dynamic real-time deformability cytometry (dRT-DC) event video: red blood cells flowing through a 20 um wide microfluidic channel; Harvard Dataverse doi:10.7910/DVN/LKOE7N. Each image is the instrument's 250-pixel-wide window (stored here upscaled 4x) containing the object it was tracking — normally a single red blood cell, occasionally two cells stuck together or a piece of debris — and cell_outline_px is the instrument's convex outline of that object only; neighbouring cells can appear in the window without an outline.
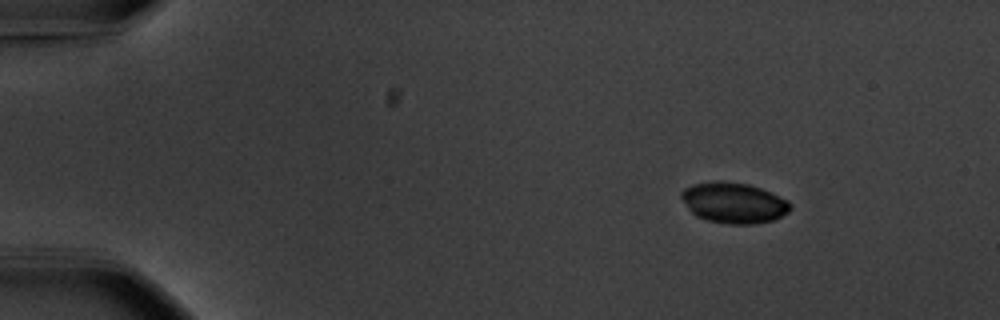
{"species": "common noctule bat (a hibernating species)", "species_latin": "Nyctalus noctula", "temperature_condition": "warm", "stored_images_in_passage": 49, "camera_frame_rate_fps": 3000, "um_per_image_px": 0.085, "animal": {"sex": "male", "body_mass_g": 20.1, "forearm_length_mm": 53.5}, "frame": {"image": 1, "passage_image": 1, "time_ms": 0.0, "image_size_px": [1000, 320], "cell_outline_px": [[792, 208], [788, 212], [772, 220], [752, 224], [732, 224], [708, 220], [696, 216], [688, 208], [680, 196], [680, 192], [684, 188], [692, 184], [712, 180], [724, 180], [748, 184], [760, 188], [788, 200], [792, 204]], "centroid_in_image_um": [62.35, 17.21], "position_along_channel_um": 22.7, "area_um2": 25.89}}
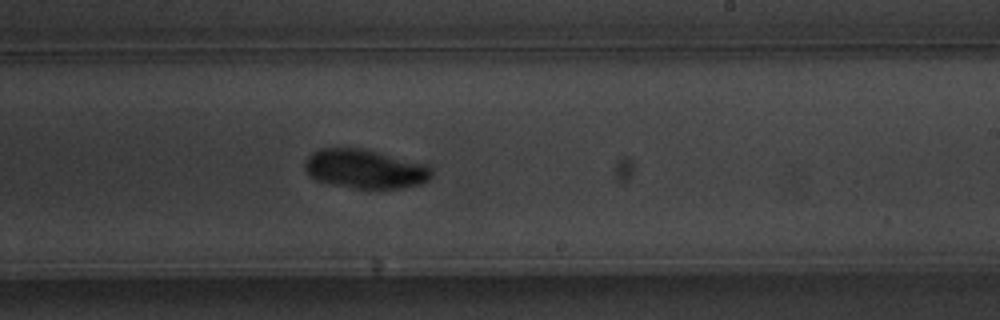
{"frame": {"image": 2, "passage_image": 28, "time_ms": 9.0, "image_size_px": [1000, 320], "cell_outline_px": [[432, 176], [428, 180], [420, 184], [404, 188], [352, 188], [328, 184], [316, 180], [308, 176], [304, 168], [304, 160], [312, 152], [320, 148], [364, 148], [424, 164], [432, 168]], "centroid_in_image_um": [30.97, 14.36], "position_along_channel_um": 258.0, "area_um2": 29.13}}
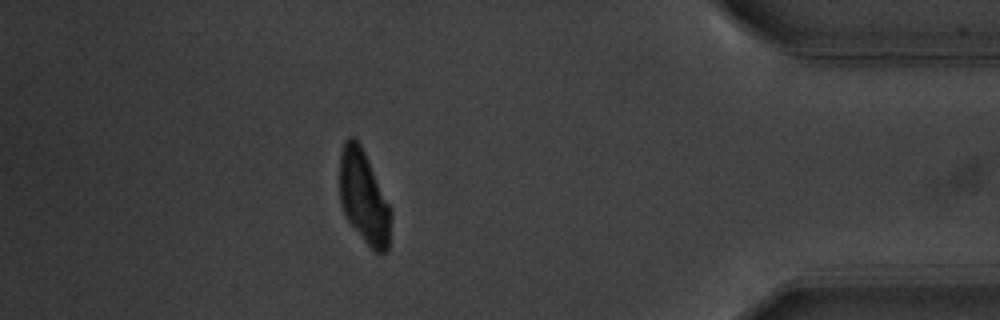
{"frame": {"image": 3, "passage_image": 43, "time_ms": 14.0, "image_size_px": [1000, 320], "cell_outline_px": [[392, 216], [388, 248], [384, 252], [376, 252], [364, 240], [348, 220], [340, 204], [340, 152], [344, 140], [348, 136], [356, 136], [392, 208]], "centroid_in_image_um": [30.93, 16.72], "position_along_channel_um": 404.3, "area_um2": 27.86}}